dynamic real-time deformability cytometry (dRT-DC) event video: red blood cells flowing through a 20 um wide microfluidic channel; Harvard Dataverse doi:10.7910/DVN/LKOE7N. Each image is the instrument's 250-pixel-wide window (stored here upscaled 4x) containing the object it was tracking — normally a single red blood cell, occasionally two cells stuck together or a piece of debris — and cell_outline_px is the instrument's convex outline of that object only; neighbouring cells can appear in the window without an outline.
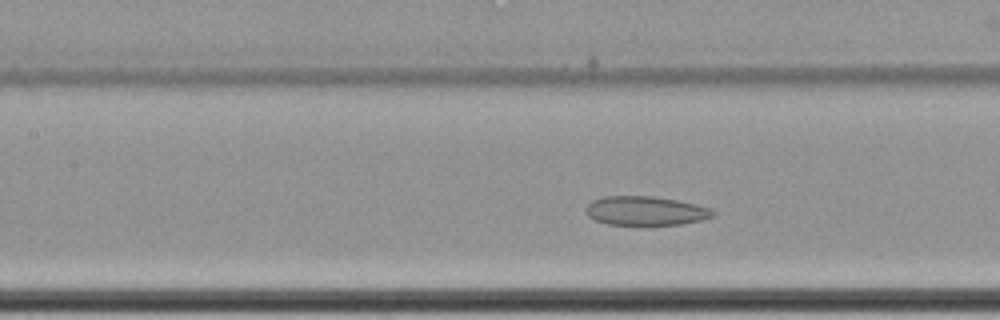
{"species": "common noctule bat (a hibernating species)", "species_latin": "Nyctalus noctula", "temperature_condition": "cold", "stored_images_in_passage": 43, "camera_frame_rate_fps": 3000, "um_per_image_px": 0.085, "animal": {"sex": "female", "body_mass_g": 22.7, "forearm_length_mm": 54.2}, "frame": {"image": 1, "passage_image": 11, "time_ms": 3.333, "image_size_px": [1000, 320], "cell_outline_px": [[716, 216], [700, 220], [680, 224], [608, 224], [596, 220], [588, 216], [584, 212], [584, 208], [592, 200], [604, 196], [652, 196], [676, 200], [696, 204], [708, 208], [716, 212]], "centroid_in_image_um": [54.85, 17.91], "position_along_channel_um": 152.6, "area_um2": 21.39}}
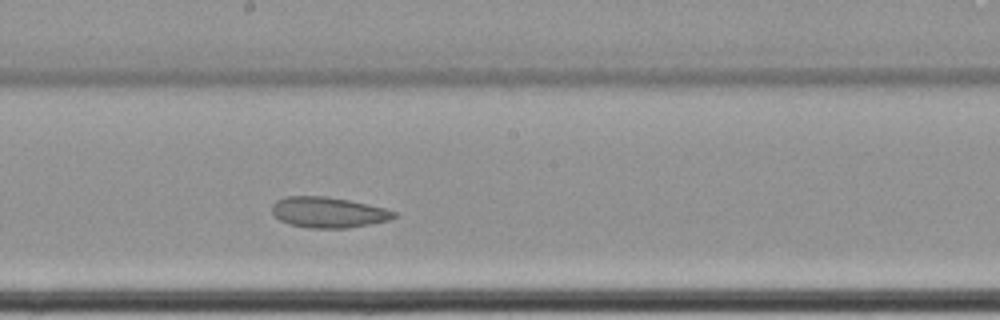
{"frame": {"image": 2, "passage_image": 17, "time_ms": 5.333, "image_size_px": [1000, 320], "cell_outline_px": [[396, 216], [388, 220], [372, 224], [348, 228], [308, 228], [288, 224], [280, 220], [272, 212], [272, 204], [276, 200], [284, 196], [324, 196], [348, 200], [384, 208], [396, 212]], "centroid_in_image_um": [27.87, 18.05], "position_along_channel_um": 220.3, "area_um2": 21.79}}
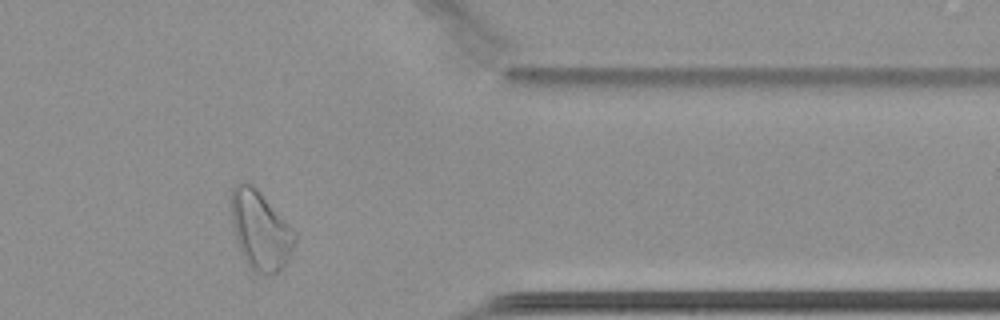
{"frame": {"image": 3, "passage_image": 33, "time_ms": 10.667, "image_size_px": [1000, 320], "cell_outline_px": [[296, 240], [288, 260], [272, 276], [268, 276], [256, 272], [248, 264], [236, 240], [232, 228], [228, 200], [232, 188], [236, 184], [244, 180], [252, 184], [260, 192], [296, 232]], "centroid_in_image_um": [22.08, 19.52], "position_along_channel_um": 389.3, "area_um2": 29.42}, "authors_computed_cell_mechanics": {"area_um2": 23.0044, "velocity_mm_per_s": 3.3966, "shape_relaxation_time_tau1_ms": null, "shape_relaxation_time_tau2_ms": 5.9463, "deformation_change_tau1": null, "deformation_change_tau2": 0.1073}}